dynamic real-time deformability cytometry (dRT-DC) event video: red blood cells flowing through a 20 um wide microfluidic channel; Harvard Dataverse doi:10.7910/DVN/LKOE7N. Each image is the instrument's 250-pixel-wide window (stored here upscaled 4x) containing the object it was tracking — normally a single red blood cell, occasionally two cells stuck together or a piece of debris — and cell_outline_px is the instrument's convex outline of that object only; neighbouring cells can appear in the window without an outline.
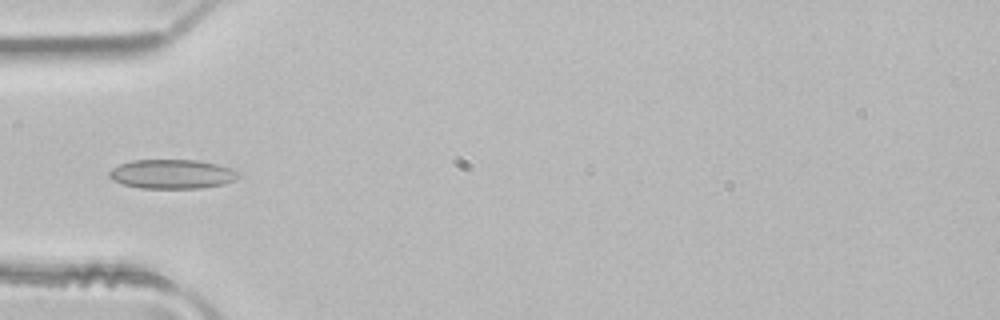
{"species": "common noctule bat (a hibernating species)", "species_latin": "Nyctalus noctula", "temperature_condition": "room temperature", "stored_images_in_passage": 2, "camera_frame_rate_fps": 3000, "um_per_image_px": 0.085, "animal": {"sex": "male", "body_mass_g": 21.5, "forearm_length_mm": 52.0}, "frame": {"image": 1, "passage_image": 2, "time_ms": 0.333, "image_size_px": [1000, 320], "cell_outline_px": [[240, 176], [236, 180], [224, 184], [200, 188], [140, 188], [124, 184], [112, 180], [108, 176], [108, 172], [112, 168], [120, 164], [132, 160], [196, 160], [216, 164], [232, 168]], "centroid_in_image_um": [14.61, 14.8], "position_along_channel_um": 70.4, "area_um2": 22.02}}